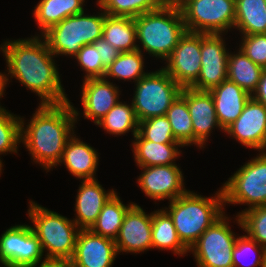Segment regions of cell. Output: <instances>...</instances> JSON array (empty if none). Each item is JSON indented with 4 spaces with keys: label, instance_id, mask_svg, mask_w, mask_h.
Here are the masks:
<instances>
[{
    "label": "cell",
    "instance_id": "obj_1",
    "mask_svg": "<svg viewBox=\"0 0 266 267\" xmlns=\"http://www.w3.org/2000/svg\"><path fill=\"white\" fill-rule=\"evenodd\" d=\"M0 50L7 63V84L11 78H15L37 94L41 99L40 104L69 101L53 59L55 56L43 36L37 34L27 39L6 40L0 45Z\"/></svg>",
    "mask_w": 266,
    "mask_h": 267
},
{
    "label": "cell",
    "instance_id": "obj_2",
    "mask_svg": "<svg viewBox=\"0 0 266 267\" xmlns=\"http://www.w3.org/2000/svg\"><path fill=\"white\" fill-rule=\"evenodd\" d=\"M71 103H39L26 127L21 118L20 142L28 149L31 160L47 172L58 166L67 141L75 133L80 113Z\"/></svg>",
    "mask_w": 266,
    "mask_h": 267
},
{
    "label": "cell",
    "instance_id": "obj_3",
    "mask_svg": "<svg viewBox=\"0 0 266 267\" xmlns=\"http://www.w3.org/2000/svg\"><path fill=\"white\" fill-rule=\"evenodd\" d=\"M224 196L220 188L205 197L188 190L163 208L171 217L182 243L190 249L197 239L224 213Z\"/></svg>",
    "mask_w": 266,
    "mask_h": 267
},
{
    "label": "cell",
    "instance_id": "obj_4",
    "mask_svg": "<svg viewBox=\"0 0 266 267\" xmlns=\"http://www.w3.org/2000/svg\"><path fill=\"white\" fill-rule=\"evenodd\" d=\"M134 21L137 42L143 48L137 47L138 50L163 61L186 32L181 10L175 1H167L161 8L135 17Z\"/></svg>",
    "mask_w": 266,
    "mask_h": 267
},
{
    "label": "cell",
    "instance_id": "obj_5",
    "mask_svg": "<svg viewBox=\"0 0 266 267\" xmlns=\"http://www.w3.org/2000/svg\"><path fill=\"white\" fill-rule=\"evenodd\" d=\"M27 212L43 254L44 251L47 252L44 255L47 262L68 263L74 255L76 239L80 231L76 223L31 200Z\"/></svg>",
    "mask_w": 266,
    "mask_h": 267
},
{
    "label": "cell",
    "instance_id": "obj_6",
    "mask_svg": "<svg viewBox=\"0 0 266 267\" xmlns=\"http://www.w3.org/2000/svg\"><path fill=\"white\" fill-rule=\"evenodd\" d=\"M100 9L101 13L98 15L85 14L83 11L69 16L42 35L55 57L58 55L75 57L82 46L102 38L107 14L102 8Z\"/></svg>",
    "mask_w": 266,
    "mask_h": 267
},
{
    "label": "cell",
    "instance_id": "obj_7",
    "mask_svg": "<svg viewBox=\"0 0 266 267\" xmlns=\"http://www.w3.org/2000/svg\"><path fill=\"white\" fill-rule=\"evenodd\" d=\"M224 205H247L241 212L266 205V151L248 160L222 185Z\"/></svg>",
    "mask_w": 266,
    "mask_h": 267
},
{
    "label": "cell",
    "instance_id": "obj_8",
    "mask_svg": "<svg viewBox=\"0 0 266 267\" xmlns=\"http://www.w3.org/2000/svg\"><path fill=\"white\" fill-rule=\"evenodd\" d=\"M135 87L131 102L139 122L166 115L182 90L162 67L157 71L148 72L135 83Z\"/></svg>",
    "mask_w": 266,
    "mask_h": 267
},
{
    "label": "cell",
    "instance_id": "obj_9",
    "mask_svg": "<svg viewBox=\"0 0 266 267\" xmlns=\"http://www.w3.org/2000/svg\"><path fill=\"white\" fill-rule=\"evenodd\" d=\"M187 32L226 34L235 25L236 0H175ZM226 32V33H225Z\"/></svg>",
    "mask_w": 266,
    "mask_h": 267
},
{
    "label": "cell",
    "instance_id": "obj_10",
    "mask_svg": "<svg viewBox=\"0 0 266 267\" xmlns=\"http://www.w3.org/2000/svg\"><path fill=\"white\" fill-rule=\"evenodd\" d=\"M228 220L224 213L190 247L197 267H233L232 251L238 236Z\"/></svg>",
    "mask_w": 266,
    "mask_h": 267
},
{
    "label": "cell",
    "instance_id": "obj_11",
    "mask_svg": "<svg viewBox=\"0 0 266 267\" xmlns=\"http://www.w3.org/2000/svg\"><path fill=\"white\" fill-rule=\"evenodd\" d=\"M43 256L31 225L11 226L0 236V262L4 267H39L48 263Z\"/></svg>",
    "mask_w": 266,
    "mask_h": 267
},
{
    "label": "cell",
    "instance_id": "obj_12",
    "mask_svg": "<svg viewBox=\"0 0 266 267\" xmlns=\"http://www.w3.org/2000/svg\"><path fill=\"white\" fill-rule=\"evenodd\" d=\"M223 36L201 33V71L192 89L209 91L227 79L229 50Z\"/></svg>",
    "mask_w": 266,
    "mask_h": 267
},
{
    "label": "cell",
    "instance_id": "obj_13",
    "mask_svg": "<svg viewBox=\"0 0 266 267\" xmlns=\"http://www.w3.org/2000/svg\"><path fill=\"white\" fill-rule=\"evenodd\" d=\"M201 33L185 32L162 68L182 88L190 87L201 71Z\"/></svg>",
    "mask_w": 266,
    "mask_h": 267
},
{
    "label": "cell",
    "instance_id": "obj_14",
    "mask_svg": "<svg viewBox=\"0 0 266 267\" xmlns=\"http://www.w3.org/2000/svg\"><path fill=\"white\" fill-rule=\"evenodd\" d=\"M141 172L137 182L145 196L161 201H170L188 190L184 187V176L177 164L139 167Z\"/></svg>",
    "mask_w": 266,
    "mask_h": 267
},
{
    "label": "cell",
    "instance_id": "obj_15",
    "mask_svg": "<svg viewBox=\"0 0 266 267\" xmlns=\"http://www.w3.org/2000/svg\"><path fill=\"white\" fill-rule=\"evenodd\" d=\"M233 139L247 148L266 151V107L252 97L241 115L224 130Z\"/></svg>",
    "mask_w": 266,
    "mask_h": 267
},
{
    "label": "cell",
    "instance_id": "obj_16",
    "mask_svg": "<svg viewBox=\"0 0 266 267\" xmlns=\"http://www.w3.org/2000/svg\"><path fill=\"white\" fill-rule=\"evenodd\" d=\"M115 244L118 254H140L152 249V212L146 214L141 206L134 203L125 214Z\"/></svg>",
    "mask_w": 266,
    "mask_h": 267
},
{
    "label": "cell",
    "instance_id": "obj_17",
    "mask_svg": "<svg viewBox=\"0 0 266 267\" xmlns=\"http://www.w3.org/2000/svg\"><path fill=\"white\" fill-rule=\"evenodd\" d=\"M115 240L80 229L70 267H112L117 257Z\"/></svg>",
    "mask_w": 266,
    "mask_h": 267
},
{
    "label": "cell",
    "instance_id": "obj_18",
    "mask_svg": "<svg viewBox=\"0 0 266 267\" xmlns=\"http://www.w3.org/2000/svg\"><path fill=\"white\" fill-rule=\"evenodd\" d=\"M187 102L194 129V146L205 148L212 130L224 131L217 119L215 104L209 91H198L191 87L182 88L180 94Z\"/></svg>",
    "mask_w": 266,
    "mask_h": 267
},
{
    "label": "cell",
    "instance_id": "obj_19",
    "mask_svg": "<svg viewBox=\"0 0 266 267\" xmlns=\"http://www.w3.org/2000/svg\"><path fill=\"white\" fill-rule=\"evenodd\" d=\"M104 78L83 79L81 104L84 119L97 124L120 100L119 87Z\"/></svg>",
    "mask_w": 266,
    "mask_h": 267
},
{
    "label": "cell",
    "instance_id": "obj_20",
    "mask_svg": "<svg viewBox=\"0 0 266 267\" xmlns=\"http://www.w3.org/2000/svg\"><path fill=\"white\" fill-rule=\"evenodd\" d=\"M115 193L114 189L106 191L97 179L82 180L76 195L73 221L80 229H90Z\"/></svg>",
    "mask_w": 266,
    "mask_h": 267
},
{
    "label": "cell",
    "instance_id": "obj_21",
    "mask_svg": "<svg viewBox=\"0 0 266 267\" xmlns=\"http://www.w3.org/2000/svg\"><path fill=\"white\" fill-rule=\"evenodd\" d=\"M209 92L215 104L218 122L223 130L236 121L251 98L250 94L229 79Z\"/></svg>",
    "mask_w": 266,
    "mask_h": 267
},
{
    "label": "cell",
    "instance_id": "obj_22",
    "mask_svg": "<svg viewBox=\"0 0 266 267\" xmlns=\"http://www.w3.org/2000/svg\"><path fill=\"white\" fill-rule=\"evenodd\" d=\"M99 153L94 147L81 141L74 133L67 141L62 158L58 165L64 164L74 177L80 180L96 179Z\"/></svg>",
    "mask_w": 266,
    "mask_h": 267
},
{
    "label": "cell",
    "instance_id": "obj_23",
    "mask_svg": "<svg viewBox=\"0 0 266 267\" xmlns=\"http://www.w3.org/2000/svg\"><path fill=\"white\" fill-rule=\"evenodd\" d=\"M134 161L138 167L176 164L184 147L181 143H155L143 139L138 133L132 144ZM179 147V148H178Z\"/></svg>",
    "mask_w": 266,
    "mask_h": 267
},
{
    "label": "cell",
    "instance_id": "obj_24",
    "mask_svg": "<svg viewBox=\"0 0 266 267\" xmlns=\"http://www.w3.org/2000/svg\"><path fill=\"white\" fill-rule=\"evenodd\" d=\"M85 0H40L34 7L33 16L41 36L65 18L82 13Z\"/></svg>",
    "mask_w": 266,
    "mask_h": 267
},
{
    "label": "cell",
    "instance_id": "obj_25",
    "mask_svg": "<svg viewBox=\"0 0 266 267\" xmlns=\"http://www.w3.org/2000/svg\"><path fill=\"white\" fill-rule=\"evenodd\" d=\"M170 250L184 256L189 249L180 240L169 214L162 208L152 212V249Z\"/></svg>",
    "mask_w": 266,
    "mask_h": 267
},
{
    "label": "cell",
    "instance_id": "obj_26",
    "mask_svg": "<svg viewBox=\"0 0 266 267\" xmlns=\"http://www.w3.org/2000/svg\"><path fill=\"white\" fill-rule=\"evenodd\" d=\"M238 49L236 53L230 51L228 55L227 79L252 96L258 87L264 68L255 64L240 48Z\"/></svg>",
    "mask_w": 266,
    "mask_h": 267
},
{
    "label": "cell",
    "instance_id": "obj_27",
    "mask_svg": "<svg viewBox=\"0 0 266 267\" xmlns=\"http://www.w3.org/2000/svg\"><path fill=\"white\" fill-rule=\"evenodd\" d=\"M102 37L119 52L137 50V35L134 18L105 16Z\"/></svg>",
    "mask_w": 266,
    "mask_h": 267
},
{
    "label": "cell",
    "instance_id": "obj_28",
    "mask_svg": "<svg viewBox=\"0 0 266 267\" xmlns=\"http://www.w3.org/2000/svg\"><path fill=\"white\" fill-rule=\"evenodd\" d=\"M234 29L241 35L266 34L265 0H236Z\"/></svg>",
    "mask_w": 266,
    "mask_h": 267
},
{
    "label": "cell",
    "instance_id": "obj_29",
    "mask_svg": "<svg viewBox=\"0 0 266 267\" xmlns=\"http://www.w3.org/2000/svg\"><path fill=\"white\" fill-rule=\"evenodd\" d=\"M134 204H123L117 192L103 206L96 222L90 230L103 237L115 240L119 234L127 210Z\"/></svg>",
    "mask_w": 266,
    "mask_h": 267
},
{
    "label": "cell",
    "instance_id": "obj_30",
    "mask_svg": "<svg viewBox=\"0 0 266 267\" xmlns=\"http://www.w3.org/2000/svg\"><path fill=\"white\" fill-rule=\"evenodd\" d=\"M96 125L116 137L131 131L134 138L138 133L139 121L132 103L119 101Z\"/></svg>",
    "mask_w": 266,
    "mask_h": 267
},
{
    "label": "cell",
    "instance_id": "obj_31",
    "mask_svg": "<svg viewBox=\"0 0 266 267\" xmlns=\"http://www.w3.org/2000/svg\"><path fill=\"white\" fill-rule=\"evenodd\" d=\"M144 52L134 50L120 53L114 62L106 69L104 79L115 78L137 83L148 72L144 71Z\"/></svg>",
    "mask_w": 266,
    "mask_h": 267
},
{
    "label": "cell",
    "instance_id": "obj_32",
    "mask_svg": "<svg viewBox=\"0 0 266 267\" xmlns=\"http://www.w3.org/2000/svg\"><path fill=\"white\" fill-rule=\"evenodd\" d=\"M166 116L175 139L184 147L194 144V129L186 100L179 95L167 110Z\"/></svg>",
    "mask_w": 266,
    "mask_h": 267
},
{
    "label": "cell",
    "instance_id": "obj_33",
    "mask_svg": "<svg viewBox=\"0 0 266 267\" xmlns=\"http://www.w3.org/2000/svg\"><path fill=\"white\" fill-rule=\"evenodd\" d=\"M168 0H97V5L110 16L135 18L161 8Z\"/></svg>",
    "mask_w": 266,
    "mask_h": 267
},
{
    "label": "cell",
    "instance_id": "obj_34",
    "mask_svg": "<svg viewBox=\"0 0 266 267\" xmlns=\"http://www.w3.org/2000/svg\"><path fill=\"white\" fill-rule=\"evenodd\" d=\"M20 127L21 117L0 107V155L18 153Z\"/></svg>",
    "mask_w": 266,
    "mask_h": 267
},
{
    "label": "cell",
    "instance_id": "obj_35",
    "mask_svg": "<svg viewBox=\"0 0 266 267\" xmlns=\"http://www.w3.org/2000/svg\"><path fill=\"white\" fill-rule=\"evenodd\" d=\"M255 254V257L253 256ZM258 254V256H257ZM250 256H253L252 259ZM250 257L251 261L241 263ZM266 249L248 235L238 236L232 251L233 267H264ZM249 260V259H248ZM246 262V261H245Z\"/></svg>",
    "mask_w": 266,
    "mask_h": 267
},
{
    "label": "cell",
    "instance_id": "obj_36",
    "mask_svg": "<svg viewBox=\"0 0 266 267\" xmlns=\"http://www.w3.org/2000/svg\"><path fill=\"white\" fill-rule=\"evenodd\" d=\"M235 219L240 229L266 249V205L246 210Z\"/></svg>",
    "mask_w": 266,
    "mask_h": 267
},
{
    "label": "cell",
    "instance_id": "obj_37",
    "mask_svg": "<svg viewBox=\"0 0 266 267\" xmlns=\"http://www.w3.org/2000/svg\"><path fill=\"white\" fill-rule=\"evenodd\" d=\"M138 134L145 140L155 143H180L174 135L166 115L140 121Z\"/></svg>",
    "mask_w": 266,
    "mask_h": 267
},
{
    "label": "cell",
    "instance_id": "obj_38",
    "mask_svg": "<svg viewBox=\"0 0 266 267\" xmlns=\"http://www.w3.org/2000/svg\"><path fill=\"white\" fill-rule=\"evenodd\" d=\"M73 58L76 59L80 68L85 71L84 79L104 77L106 69L103 67L99 52L93 44L82 46Z\"/></svg>",
    "mask_w": 266,
    "mask_h": 267
},
{
    "label": "cell",
    "instance_id": "obj_39",
    "mask_svg": "<svg viewBox=\"0 0 266 267\" xmlns=\"http://www.w3.org/2000/svg\"><path fill=\"white\" fill-rule=\"evenodd\" d=\"M242 36V40L238 47L255 64H258L266 69V34Z\"/></svg>",
    "mask_w": 266,
    "mask_h": 267
},
{
    "label": "cell",
    "instance_id": "obj_40",
    "mask_svg": "<svg viewBox=\"0 0 266 267\" xmlns=\"http://www.w3.org/2000/svg\"><path fill=\"white\" fill-rule=\"evenodd\" d=\"M98 50L103 67L107 69L121 52L108 43L103 37L92 43Z\"/></svg>",
    "mask_w": 266,
    "mask_h": 267
},
{
    "label": "cell",
    "instance_id": "obj_41",
    "mask_svg": "<svg viewBox=\"0 0 266 267\" xmlns=\"http://www.w3.org/2000/svg\"><path fill=\"white\" fill-rule=\"evenodd\" d=\"M251 97L266 107V69L263 70L258 87Z\"/></svg>",
    "mask_w": 266,
    "mask_h": 267
},
{
    "label": "cell",
    "instance_id": "obj_42",
    "mask_svg": "<svg viewBox=\"0 0 266 267\" xmlns=\"http://www.w3.org/2000/svg\"><path fill=\"white\" fill-rule=\"evenodd\" d=\"M6 73L3 72L1 73L0 72V98H2L4 96V90L7 86V81H6ZM0 107H2V105L0 104Z\"/></svg>",
    "mask_w": 266,
    "mask_h": 267
},
{
    "label": "cell",
    "instance_id": "obj_43",
    "mask_svg": "<svg viewBox=\"0 0 266 267\" xmlns=\"http://www.w3.org/2000/svg\"><path fill=\"white\" fill-rule=\"evenodd\" d=\"M39 267H70V266L68 263L48 262L47 264L41 265Z\"/></svg>",
    "mask_w": 266,
    "mask_h": 267
},
{
    "label": "cell",
    "instance_id": "obj_44",
    "mask_svg": "<svg viewBox=\"0 0 266 267\" xmlns=\"http://www.w3.org/2000/svg\"><path fill=\"white\" fill-rule=\"evenodd\" d=\"M4 165H3V163H2V160H0V175H1V173H2V167H3Z\"/></svg>",
    "mask_w": 266,
    "mask_h": 267
}]
</instances>
